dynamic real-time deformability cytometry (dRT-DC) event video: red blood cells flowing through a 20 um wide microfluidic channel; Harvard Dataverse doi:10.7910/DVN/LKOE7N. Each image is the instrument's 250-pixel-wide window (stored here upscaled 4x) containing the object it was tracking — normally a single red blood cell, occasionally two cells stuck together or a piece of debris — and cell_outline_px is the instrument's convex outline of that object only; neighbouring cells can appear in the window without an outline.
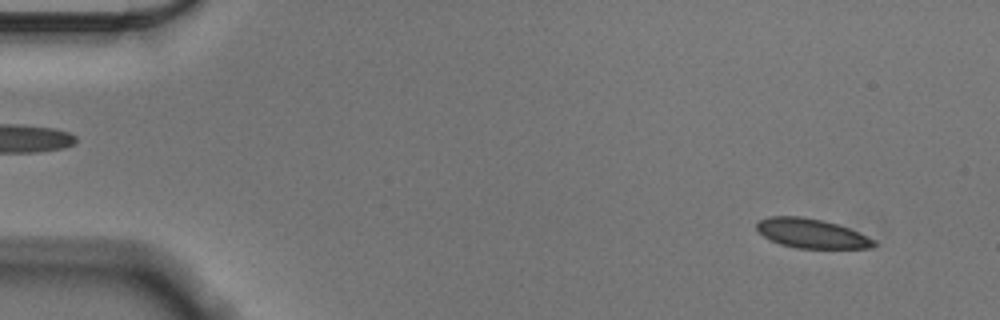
{"species": "Egyptian fruit bat (a non-hibernating species)", "species_latin": "Rousettus aegyptiacus", "temperature_condition": "cold", "stored_images_in_passage": 13, "camera_frame_rate_fps": 3000, "um_per_image_px": 0.085, "animal": {"sex": "male"}, "frame": {"image": 1, "passage_image": 1, "time_ms": 0.0, "image_size_px": [1000, 320], "cell_outline_px": [[876, 244], [872, 248], [796, 248], [780, 244], [764, 236], [756, 228], [756, 224], [760, 220], [768, 216], [800, 216], [824, 220], [860, 232], [876, 240]], "centroid_in_image_um": [69.0, 19.84], "position_along_channel_um": 16.0, "area_um2": 20.06}}
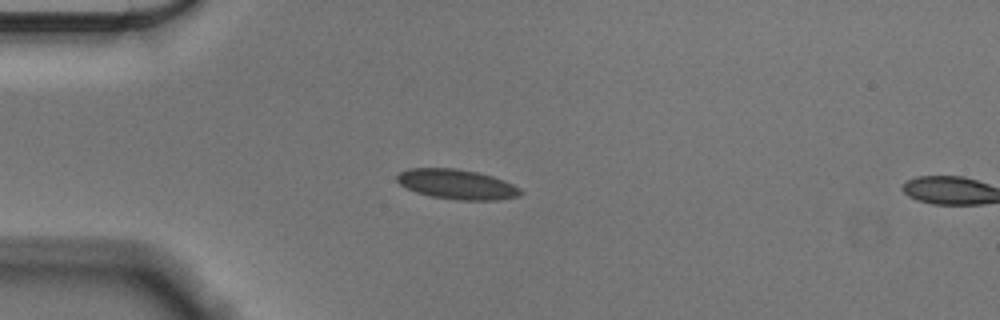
{"frame": {"image": 2, "passage_image": 11, "time_ms": 3.333, "image_size_px": [1000, 320], "cell_outline_px": [[524, 192], [520, 196], [500, 200], [460, 200], [432, 196], [416, 192], [400, 184], [396, 180], [396, 176], [400, 172], [408, 168], [456, 168], [476, 172], [492, 176], [504, 180], [520, 188]], "centroid_in_image_um": [38.86, 15.66], "position_along_channel_um": 46.1, "area_um2": 21.5}}